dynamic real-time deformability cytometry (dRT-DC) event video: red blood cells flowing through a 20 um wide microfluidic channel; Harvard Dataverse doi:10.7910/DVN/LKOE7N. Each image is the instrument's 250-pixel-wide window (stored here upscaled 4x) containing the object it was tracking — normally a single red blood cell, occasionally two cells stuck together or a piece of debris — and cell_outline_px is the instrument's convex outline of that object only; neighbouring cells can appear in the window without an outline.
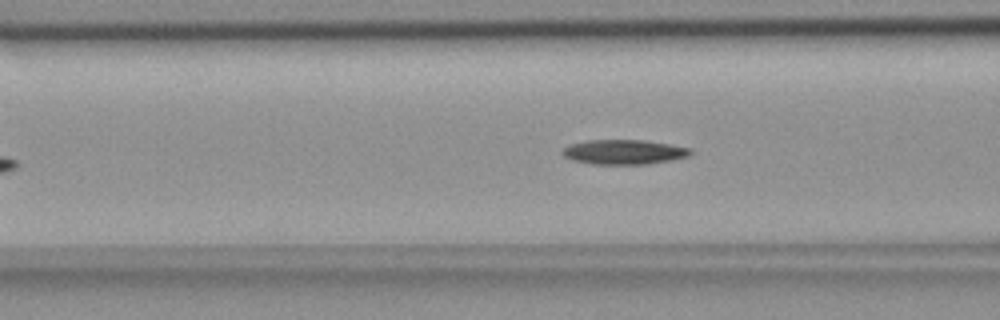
{"species": "common noctule bat (a hibernating species)", "species_latin": "Nyctalus noctula", "temperature_condition": "room temperature", "stored_images_in_passage": 41, "camera_frame_rate_fps": 3000, "um_per_image_px": 0.085, "animal": {"sex": "female", "body_mass_g": 18.4}, "frame": {"image": 1, "passage_image": 11, "time_ms": 3.333, "image_size_px": [1000, 320], "cell_outline_px": [[692, 152], [688, 156], [648, 164], [592, 164], [572, 160], [564, 156], [560, 152], [568, 144], [588, 140], [644, 140], [692, 148]], "centroid_in_image_um": [52.99, 12.91], "position_along_channel_um": 113.6, "area_um2": 18.38}}
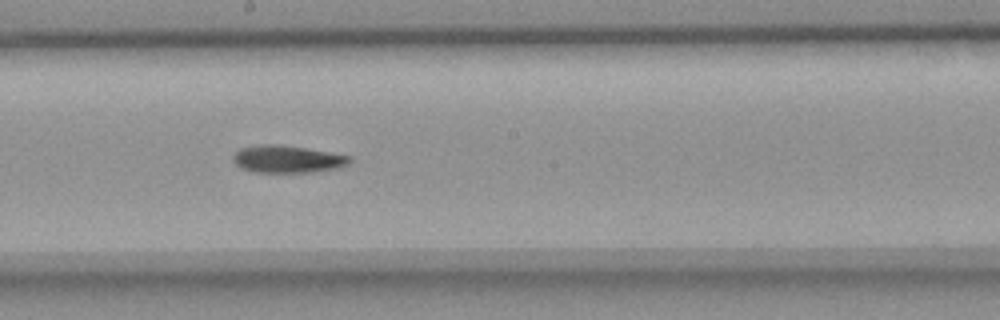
{"frame": {"image": 2, "passage_image": 20, "time_ms": 6.333, "image_size_px": [1000, 320], "cell_outline_px": [[352, 160], [348, 164], [340, 168], [308, 172], [256, 172], [244, 168], [236, 164], [232, 160], [232, 156], [240, 148], [260, 144], [280, 144], [352, 156]], "centroid_in_image_um": [24.44, 13.52], "position_along_channel_um": 223.8, "area_um2": 18.5}}
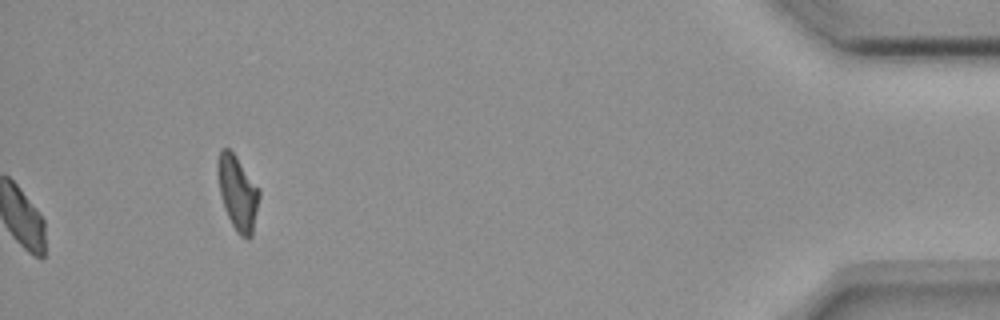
{"frame": {"image": 3, "passage_image": 41, "time_ms": 13.333, "image_size_px": [1000, 320], "cell_outline_px": [[260, 196], [252, 236], [248, 240], [240, 236], [236, 232], [224, 208], [220, 192], [216, 172], [216, 160], [220, 148], [228, 148], [236, 156], [260, 188]], "centroid_in_image_um": [20.2, 16.37], "position_along_channel_um": 415.0, "area_um2": 18.38}, "authors_computed_cell_mechanics": {"area_um2": 18.2648, "velocity_mm_per_s": 3.6916, "shape_relaxation_time_tau1_ms": 5.8722, "shape_relaxation_time_tau2_ms": null, "deformation_change_tau1": 0.1692, "deformation_change_tau2": null}}